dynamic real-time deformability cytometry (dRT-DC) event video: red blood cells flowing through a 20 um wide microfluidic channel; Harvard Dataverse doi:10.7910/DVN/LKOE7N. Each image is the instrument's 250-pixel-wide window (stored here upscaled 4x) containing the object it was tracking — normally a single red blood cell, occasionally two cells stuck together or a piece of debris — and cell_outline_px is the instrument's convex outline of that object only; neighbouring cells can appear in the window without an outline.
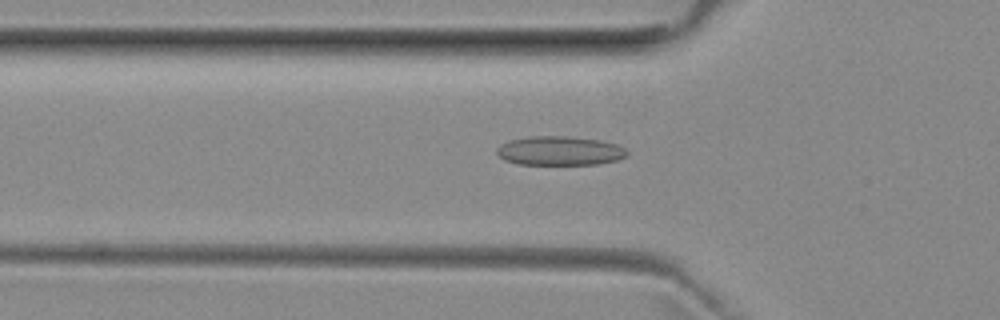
{"species": "common noctule bat (a hibernating species)", "species_latin": "Nyctalus noctula", "temperature_condition": "room temperature", "stored_images_in_passage": 35, "camera_frame_rate_fps": 3000, "um_per_image_px": 0.085, "animal": {"sex": "female", "body_mass_g": 29.2, "forearm_length_mm": 56.3}, "frame": {"image": 1, "passage_image": 5, "time_ms": 1.333, "image_size_px": [1000, 320], "cell_outline_px": [[628, 156], [616, 160], [600, 164], [516, 164], [504, 160], [496, 152], [496, 148], [500, 144], [508, 140], [528, 136], [568, 136], [600, 140], [616, 144], [624, 148], [628, 152]], "centroid_in_image_um": [47.55, 12.81], "position_along_channel_um": 78.2, "area_um2": 22.25}}
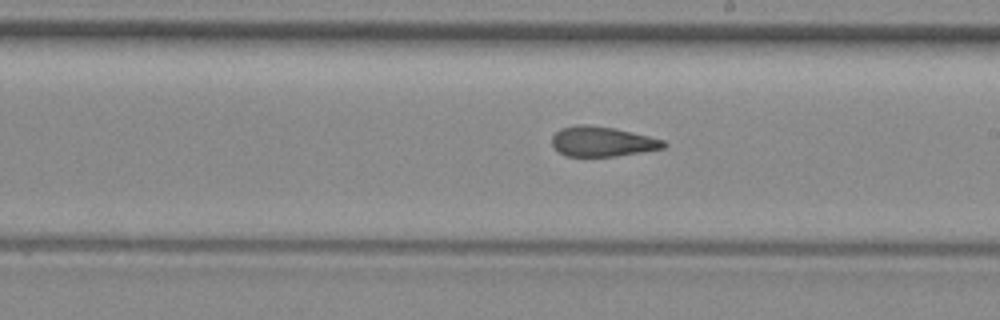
{"frame": {"image": 2, "passage_image": 17, "time_ms": 5.333, "image_size_px": [1000, 320], "cell_outline_px": [[668, 144], [664, 148], [616, 156], [564, 156], [552, 144], [552, 136], [560, 128], [576, 124], [588, 124], [612, 128], [648, 136], [664, 140]], "centroid_in_image_um": [51.17, 12.02], "position_along_channel_um": 237.8, "area_um2": 19.36}}
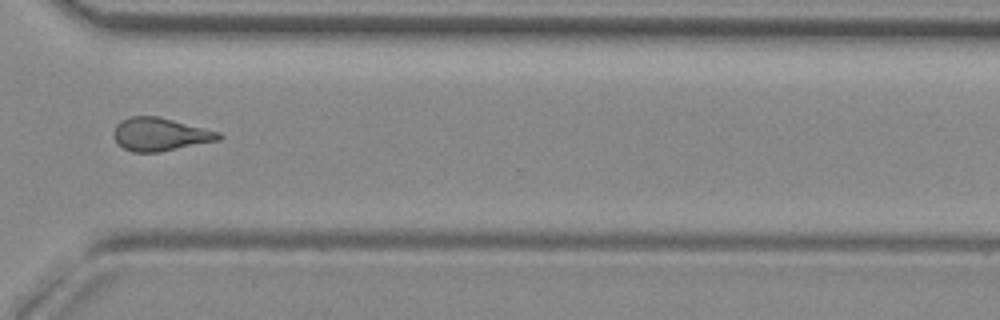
{"frame": {"image": 3, "passage_image": 26, "time_ms": 8.333, "image_size_px": [1000, 320], "cell_outline_px": [[224, 136], [220, 140], [160, 152], [132, 152], [124, 148], [112, 136], [116, 124], [120, 120], [132, 116], [156, 116], [220, 132]], "centroid_in_image_um": [13.61, 11.42], "position_along_channel_um": 357.0, "area_um2": 20.17}, "authors_computed_cell_mechanics": {"area_um2": 19.8832, "velocity_mm_per_s": 3.9713, "shape_relaxation_time_tau1_ms": null, "shape_relaxation_time_tau2_ms": 2.8549, "deformation_change_tau1": null, "deformation_change_tau2": 0.1018}}